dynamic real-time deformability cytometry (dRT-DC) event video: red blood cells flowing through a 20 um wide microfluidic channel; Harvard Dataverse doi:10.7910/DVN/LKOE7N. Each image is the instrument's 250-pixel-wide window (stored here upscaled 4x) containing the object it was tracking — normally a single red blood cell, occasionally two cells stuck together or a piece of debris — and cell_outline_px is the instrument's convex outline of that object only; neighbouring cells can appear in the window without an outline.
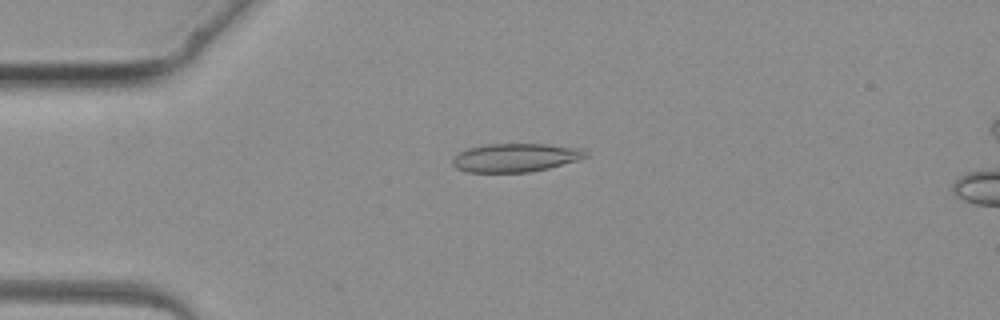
{"species": "common noctule bat (a hibernating species)", "species_latin": "Nyctalus noctula", "temperature_condition": "warm", "stored_images_in_passage": 4, "camera_frame_rate_fps": 3000, "um_per_image_px": 0.085, "animal": {"sex": "female", "body_mass_g": 19.3, "forearm_length_mm": 54.1}, "frame": {"image": 1, "passage_image": 3, "time_ms": 2.333, "image_size_px": [1000, 320], "cell_outline_px": [[588, 156], [576, 160], [548, 168], [528, 172], [468, 172], [456, 168], [452, 164], [452, 160], [460, 152], [468, 148], [488, 144], [548, 144], [584, 148], [588, 152]], "centroid_in_image_um": [43.84, 13.39], "position_along_channel_um": 41.2, "area_um2": 22.02}}